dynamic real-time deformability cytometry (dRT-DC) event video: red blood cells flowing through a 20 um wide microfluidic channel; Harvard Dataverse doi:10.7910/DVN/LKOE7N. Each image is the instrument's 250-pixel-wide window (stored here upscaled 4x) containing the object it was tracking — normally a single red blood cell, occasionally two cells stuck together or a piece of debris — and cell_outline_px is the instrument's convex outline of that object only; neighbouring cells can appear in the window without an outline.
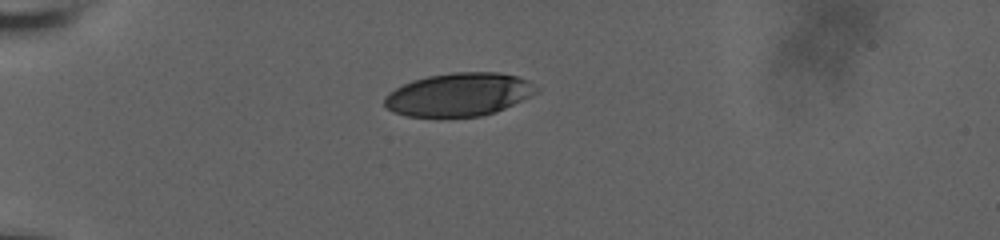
{"species": "human", "species_latin": "Homo sapiens", "temperature_condition": "room temperature", "stored_images_in_passage": 5, "camera_frame_rate_fps": 3000, "um_per_image_px": 0.085, "donor": {"sex": "male"}, "frame": {"image": 1, "passage_image": 1, "time_ms": 0.0, "image_size_px": [1000, 240], "cell_outline_px": [[540, 88], [536, 92], [496, 112], [480, 116], [408, 116], [396, 112], [388, 108], [384, 104], [384, 96], [388, 92], [412, 80], [428, 76], [452, 72], [500, 72], [516, 76], [528, 80]], "centroid_in_image_um": [39.0, 8.02], "position_along_channel_um": 46.0, "area_um2": 37.86}}
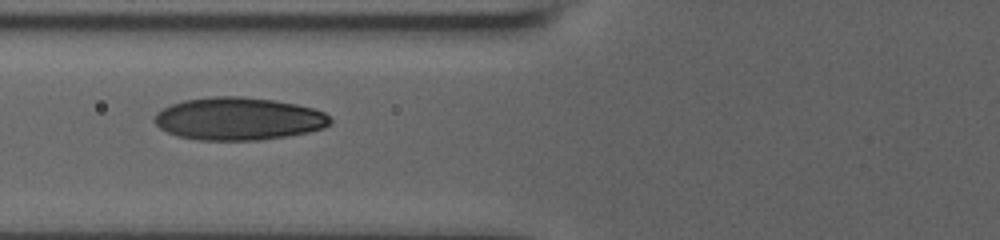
{"frame": {"image": 2, "passage_image": 4, "time_ms": 1.0, "image_size_px": [1000, 240], "cell_outline_px": [[332, 124], [324, 128], [308, 132], [288, 136], [260, 140], [200, 140], [176, 136], [160, 128], [152, 120], [156, 112], [172, 104], [184, 100], [212, 96], [240, 96], [272, 100], [296, 104], [312, 108], [324, 112], [332, 120]], "centroid_in_image_um": [20.27, 10.1], "position_along_channel_um": 105.5, "area_um2": 43.87}}